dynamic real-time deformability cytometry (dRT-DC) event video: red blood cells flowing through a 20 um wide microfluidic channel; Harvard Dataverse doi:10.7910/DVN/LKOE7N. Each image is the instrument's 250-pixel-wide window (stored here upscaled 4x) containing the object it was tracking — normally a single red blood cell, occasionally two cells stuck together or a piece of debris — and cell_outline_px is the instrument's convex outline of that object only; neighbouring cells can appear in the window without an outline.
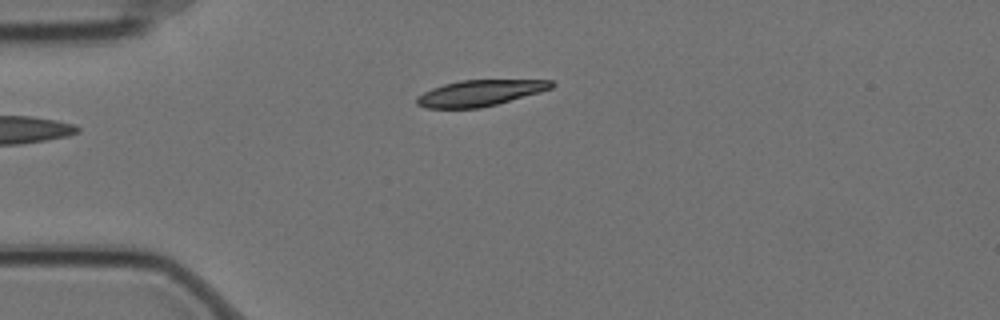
{"species": "Egyptian fruit bat (a non-hibernating species)", "species_latin": "Rousettus aegyptiacus", "temperature_condition": "cold", "stored_images_in_passage": 3, "camera_frame_rate_fps": 3000, "um_per_image_px": 0.085, "animal": {"sex": "female"}, "frame": {"image": 1, "passage_image": 1, "time_ms": 0.0, "image_size_px": [1000, 320], "cell_outline_px": [[556, 84], [552, 88], [540, 92], [496, 104], [480, 108], [424, 108], [416, 104], [416, 96], [432, 88], [444, 84], [460, 80], [552, 80]], "centroid_in_image_um": [40.77, 7.9], "position_along_channel_um": 44.2, "area_um2": 20.4}}
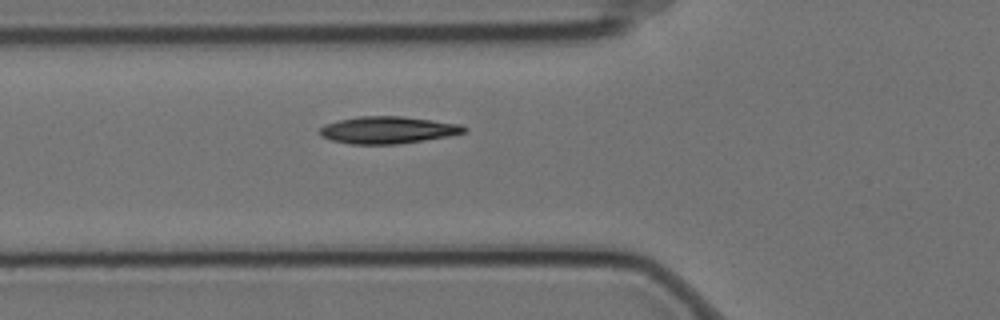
{"frame": {"image": 2, "passage_image": 3, "time_ms": 0.667, "image_size_px": [1000, 320], "cell_outline_px": [[468, 132], [448, 136], [396, 144], [352, 144], [332, 140], [320, 136], [320, 128], [324, 124], [340, 120], [360, 116], [400, 116], [464, 124], [468, 128]], "centroid_in_image_um": [33.01, 11.04], "position_along_channel_um": 92.8, "area_um2": 22.77}}